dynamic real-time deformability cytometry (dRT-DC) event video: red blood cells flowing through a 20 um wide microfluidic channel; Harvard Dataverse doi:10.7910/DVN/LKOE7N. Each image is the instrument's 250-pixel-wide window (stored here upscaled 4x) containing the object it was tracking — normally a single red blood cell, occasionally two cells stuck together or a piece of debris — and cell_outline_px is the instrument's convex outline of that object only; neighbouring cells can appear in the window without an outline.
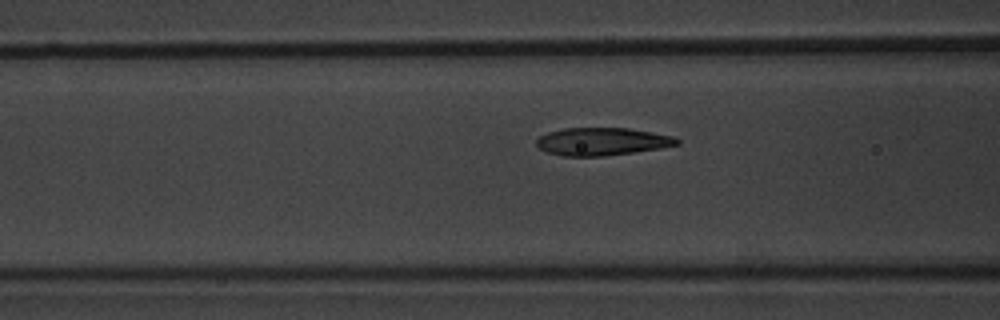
{"species": "common noctule bat (a hibernating species)", "species_latin": "Nyctalus noctula", "temperature_condition": "warm", "stored_images_in_passage": 53, "camera_frame_rate_fps": 3000, "um_per_image_px": 0.085, "animal": {"sex": "male", "body_mass_g": 20.1, "forearm_length_mm": 53.5}, "frame": {"image": 1, "passage_image": 21, "time_ms": 6.667, "image_size_px": [1000, 320], "cell_outline_px": [[680, 144], [660, 148], [604, 156], [564, 156], [548, 152], [540, 148], [536, 144], [536, 140], [540, 136], [548, 132], [564, 128], [628, 128], [676, 136], [680, 140]], "centroid_in_image_um": [51.21, 12.02], "position_along_channel_um": 115.4, "area_um2": 22.66}}
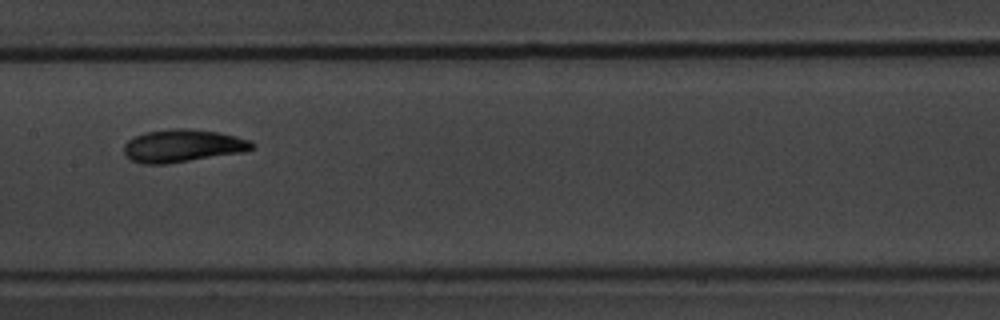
{"frame": {"image": 2, "passage_image": 27, "time_ms": 8.667, "image_size_px": [1000, 320], "cell_outline_px": [[256, 144], [252, 148], [244, 152], [168, 164], [144, 164], [132, 160], [124, 156], [124, 144], [128, 140], [144, 132], [172, 128], [188, 128], [216, 132], [236, 136], [252, 140]], "centroid_in_image_um": [15.53, 12.39], "position_along_channel_um": 191.9, "area_um2": 24.62}}
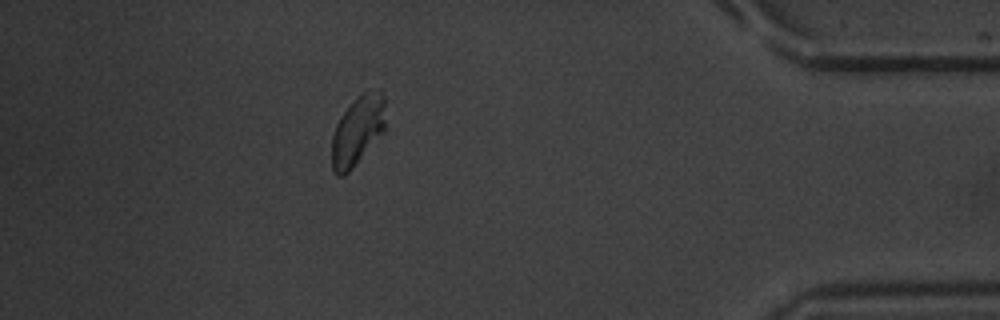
{"frame": {"image": 3, "passage_image": 47, "time_ms": 15.333, "image_size_px": [1000, 320], "cell_outline_px": [[384, 132], [356, 164], [344, 176], [336, 176], [332, 168], [332, 136], [336, 124], [340, 116], [356, 96], [368, 88], [380, 88], [384, 96]], "centroid_in_image_um": [30.4, 11.05], "position_along_channel_um": 404.8, "area_um2": 22.08}, "authors_computed_cell_mechanics": {"area_um2": 22.5998, "velocity_mm_per_s": 3.8029, "shape_relaxation_time_tau1_ms": 3.1201, "shape_relaxation_time_tau2_ms": 1.2317, "deformation_change_tau1": 0.1593, "deformation_change_tau2": 0.0465}}